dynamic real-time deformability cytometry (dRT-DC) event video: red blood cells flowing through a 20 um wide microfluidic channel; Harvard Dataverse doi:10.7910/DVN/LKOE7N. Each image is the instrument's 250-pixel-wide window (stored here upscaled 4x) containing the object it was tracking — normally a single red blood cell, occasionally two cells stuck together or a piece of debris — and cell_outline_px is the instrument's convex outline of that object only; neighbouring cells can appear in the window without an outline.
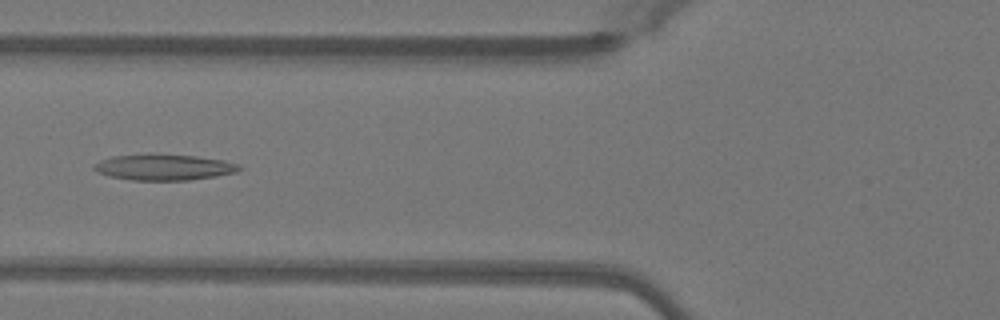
{"species": "Egyptian fruit bat (a non-hibernating species)", "species_latin": "Rousettus aegyptiacus", "temperature_condition": "warm", "stored_images_in_passage": 49, "camera_frame_rate_fps": 3000, "um_per_image_px": 0.085, "animal": {"sex": "female"}, "frame": {"image": 1, "passage_image": 19, "time_ms": 6.0, "image_size_px": [1000, 320], "cell_outline_px": [[244, 168], [236, 172], [216, 176], [188, 180], [132, 180], [108, 176], [96, 172], [92, 168], [92, 164], [100, 160], [112, 156], [148, 152], [156, 152], [196, 156], [224, 160], [240, 164]], "centroid_in_image_um": [13.89, 14.18], "position_along_channel_um": 111.9, "area_um2": 22.77}}
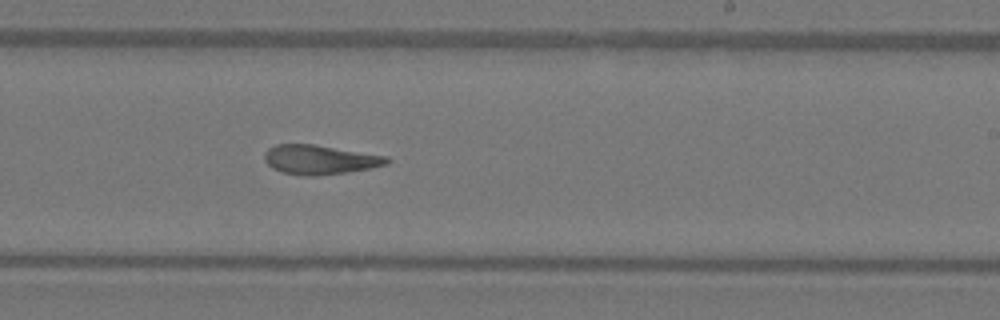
{"frame": {"image": 2, "passage_image": 30, "time_ms": 9.667, "image_size_px": [1000, 320], "cell_outline_px": [[392, 160], [388, 164], [372, 168], [316, 176], [304, 176], [280, 172], [272, 168], [264, 160], [264, 152], [268, 148], [276, 144], [316, 144], [388, 156]], "centroid_in_image_um": [27.19, 13.56], "position_along_channel_um": 261.8, "area_um2": 21.21}}
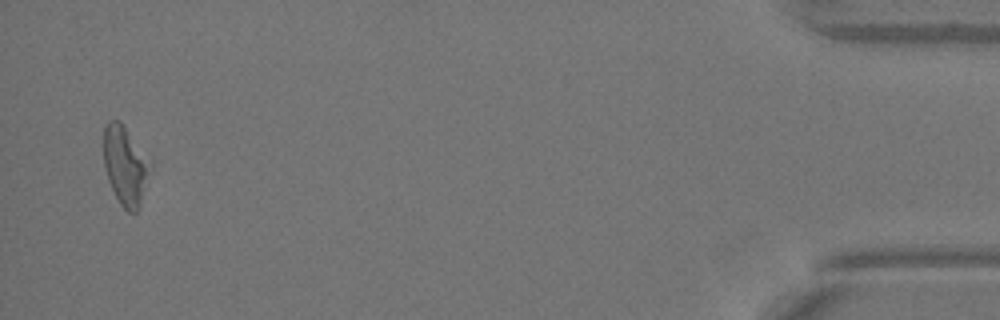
{"frame": {"image": 3, "passage_image": 48, "time_ms": 15.667, "image_size_px": [1000, 320], "cell_outline_px": [[152, 164], [140, 208], [136, 212], [128, 212], [120, 204], [108, 180], [104, 168], [104, 124], [108, 120], [120, 120]], "centroid_in_image_um": [10.64, 14.08], "position_along_channel_um": 424.6, "area_um2": 21.39}, "authors_computed_cell_mechanics": {"area_um2": 21.675, "velocity_mm_per_s": 4.0941, "shape_relaxation_time_tau1_ms": null, "shape_relaxation_time_tau2_ms": 3.3766, "deformation_change_tau1": null, "deformation_change_tau2": 0.1464}}